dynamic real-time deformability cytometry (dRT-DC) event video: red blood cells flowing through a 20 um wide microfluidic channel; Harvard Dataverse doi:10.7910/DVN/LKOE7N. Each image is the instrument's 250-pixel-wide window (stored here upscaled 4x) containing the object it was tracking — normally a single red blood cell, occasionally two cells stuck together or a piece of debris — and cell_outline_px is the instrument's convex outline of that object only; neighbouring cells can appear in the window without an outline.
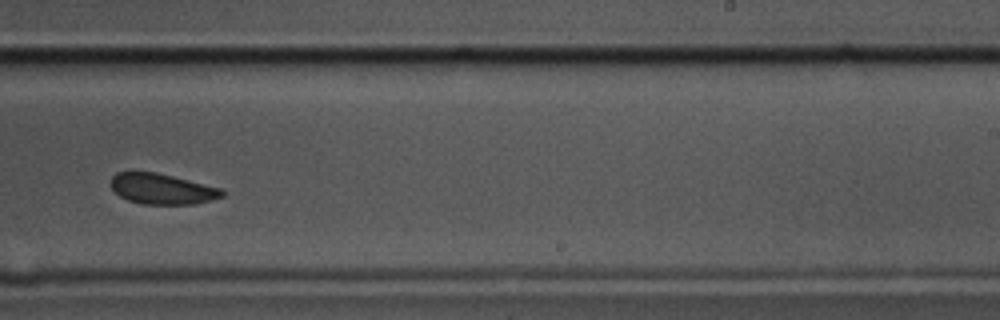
{"species": "common noctule bat (a hibernating species)", "species_latin": "Nyctalus noctula", "temperature_condition": "cold", "stored_images_in_passage": 9, "camera_frame_rate_fps": 3000, "um_per_image_px": 0.085, "animal": {"sex": "male", "body_mass_g": 17.5, "forearm_length_mm": 52.3}, "frame": {"image": 1, "passage_image": 9, "time_ms": 2.667, "image_size_px": [1000, 320], "cell_outline_px": [[224, 196], [212, 200], [192, 204], [144, 204], [128, 200], [120, 196], [108, 184], [112, 176], [116, 172], [156, 172], [220, 188], [224, 192]], "centroid_in_image_um": [13.74, 16.06], "position_along_channel_um": 275.3, "area_um2": 19.71}}